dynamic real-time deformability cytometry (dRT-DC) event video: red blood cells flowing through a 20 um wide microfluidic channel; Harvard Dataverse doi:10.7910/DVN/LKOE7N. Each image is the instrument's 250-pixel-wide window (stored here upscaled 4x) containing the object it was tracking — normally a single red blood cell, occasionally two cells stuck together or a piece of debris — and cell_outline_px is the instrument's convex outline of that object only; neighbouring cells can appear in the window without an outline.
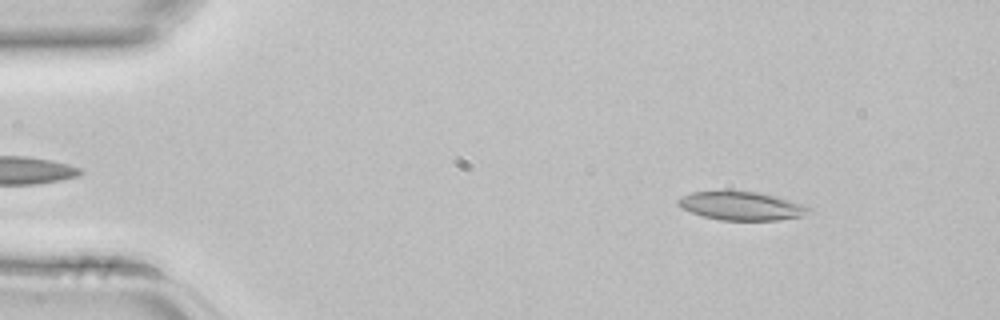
{"species": "common noctule bat (a hibernating species)", "species_latin": "Nyctalus noctula", "temperature_condition": "room temperature", "stored_images_in_passage": 2, "camera_frame_rate_fps": 3000, "um_per_image_px": 0.085, "animal": {"sex": "female", "body_mass_g": 22.7, "forearm_length_mm": 54.2}, "frame": {"image": 1, "passage_image": 1, "time_ms": 0.0, "image_size_px": [1000, 320], "cell_outline_px": [[812, 212], [800, 216], [780, 220], [720, 220], [704, 216], [692, 212], [676, 204], [676, 200], [692, 192], [756, 192], [776, 196], [804, 204], [812, 208]], "centroid_in_image_um": [63.09, 17.52], "position_along_channel_um": 21.9, "area_um2": 21.39}}
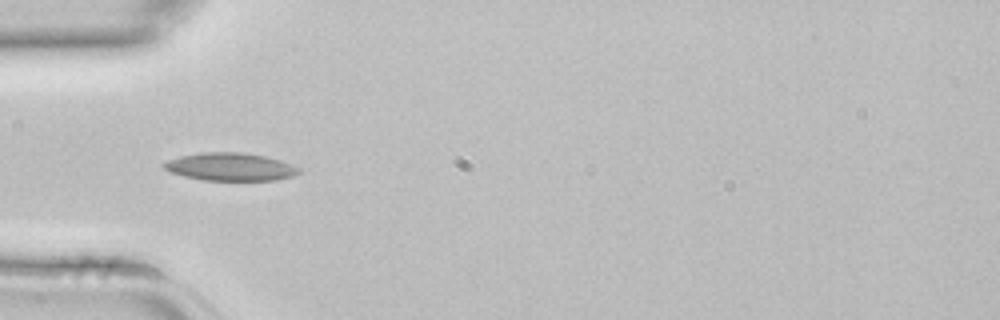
{"frame": {"image": 2, "passage_image": 2, "time_ms": 0.333, "image_size_px": [1000, 320], "cell_outline_px": [[300, 172], [292, 176], [276, 180], [204, 180], [184, 176], [172, 172], [164, 168], [160, 164], [168, 160], [180, 156], [200, 152], [240, 152], [264, 156], [280, 160], [300, 168]], "centroid_in_image_um": [19.56, 14.17], "position_along_channel_um": 65.4, "area_um2": 21.79}}